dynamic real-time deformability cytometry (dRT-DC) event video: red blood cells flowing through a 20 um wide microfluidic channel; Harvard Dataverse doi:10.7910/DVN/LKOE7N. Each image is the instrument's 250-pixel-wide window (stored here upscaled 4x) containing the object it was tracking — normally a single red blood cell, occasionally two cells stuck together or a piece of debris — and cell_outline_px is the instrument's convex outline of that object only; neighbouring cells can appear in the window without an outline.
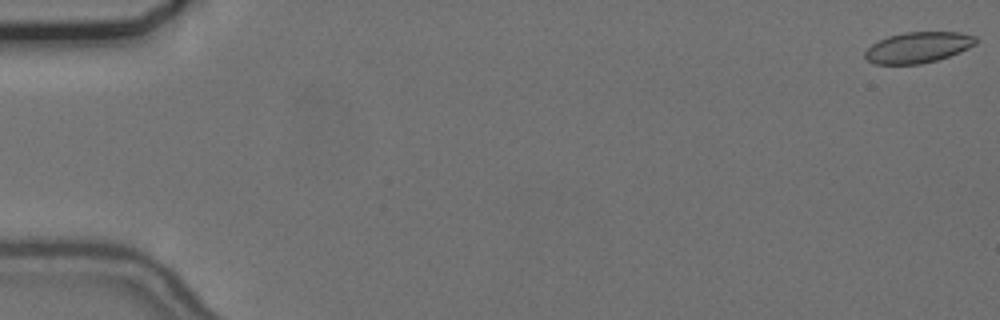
{"species": "common noctule bat (a hibernating species)", "species_latin": "Nyctalus noctula", "temperature_condition": "cold", "stored_images_in_passage": 56, "camera_frame_rate_fps": 3000, "um_per_image_px": 0.085, "animal": {"sex": "female", "body_mass_g": 24.6, "forearm_length_mm": 56.2}, "frame": {"image": 1, "passage_image": 1, "time_ms": 0.0, "image_size_px": [1000, 320], "cell_outline_px": [[976, 44], [960, 52], [936, 60], [920, 64], [876, 64], [868, 60], [864, 56], [864, 52], [872, 44], [888, 36], [904, 32], [960, 32], [976, 36]], "centroid_in_image_um": [78.04, 4.02], "position_along_channel_um": 7.0, "area_um2": 19.83}}
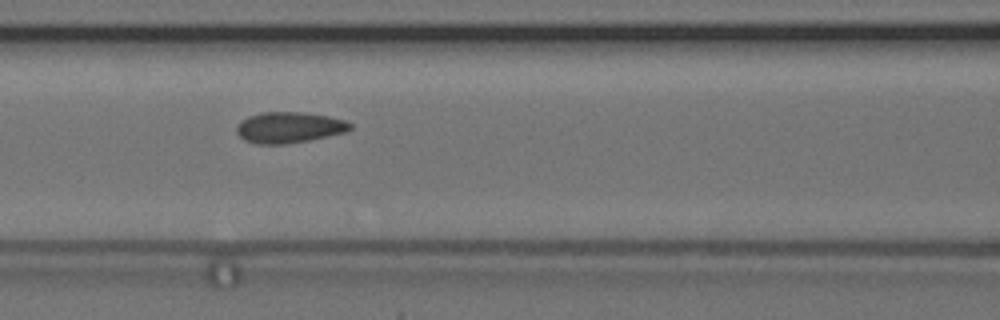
{"frame": {"image": 2, "passage_image": 25, "time_ms": 8.0, "image_size_px": [1000, 320], "cell_outline_px": [[352, 128], [344, 132], [328, 136], [288, 144], [256, 144], [244, 140], [236, 132], [236, 124], [240, 120], [248, 116], [264, 112], [304, 112], [328, 116], [344, 120], [352, 124]], "centroid_in_image_um": [24.53, 10.83], "position_along_channel_um": 142.1, "area_um2": 20.58}}
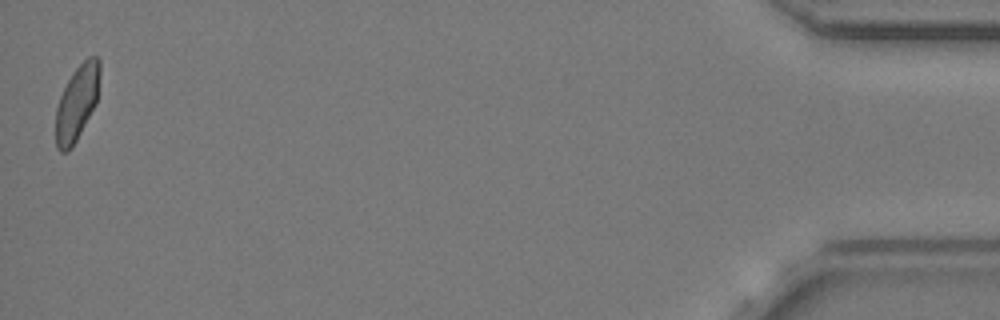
{"frame": {"image": 3, "passage_image": 56, "time_ms": 18.333, "image_size_px": [1000, 320], "cell_outline_px": [[100, 72], [96, 104], [72, 148], [68, 152], [60, 152], [56, 148], [56, 108], [60, 96], [72, 72], [88, 56], [96, 56], [100, 60]], "centroid_in_image_um": [6.54, 8.74], "position_along_channel_um": 428.7, "area_um2": 19.31}, "authors_computed_cell_mechanics": {"area_um2": 20.3167, "velocity_mm_per_s": 3.6805, "shape_relaxation_time_tau1_ms": null, "shape_relaxation_time_tau2_ms": 1.4862, "deformation_change_tau1": null, "deformation_change_tau2": 0.0537}}